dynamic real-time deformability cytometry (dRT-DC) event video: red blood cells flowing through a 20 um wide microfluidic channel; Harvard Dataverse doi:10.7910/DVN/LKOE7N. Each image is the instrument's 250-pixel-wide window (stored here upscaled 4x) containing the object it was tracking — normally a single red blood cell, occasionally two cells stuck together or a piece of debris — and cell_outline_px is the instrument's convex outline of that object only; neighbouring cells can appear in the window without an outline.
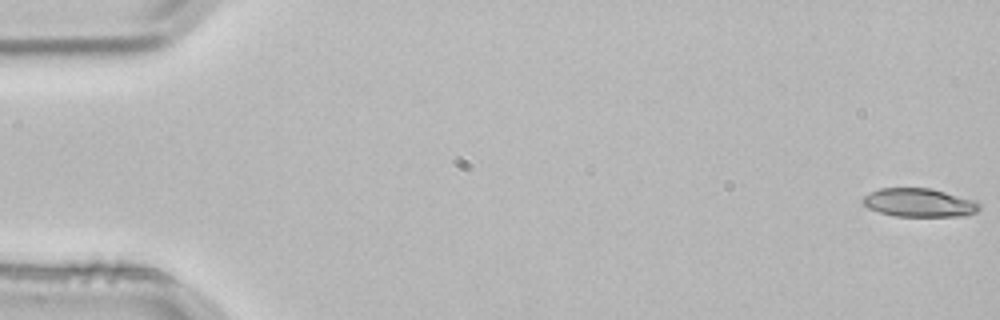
{"species": "common noctule bat (a hibernating species)", "species_latin": "Nyctalus noctula", "temperature_condition": "room temperature", "stored_images_in_passage": 4, "camera_frame_rate_fps": 3000, "um_per_image_px": 0.085, "animal": {"sex": "male", "body_mass_g": 21.5, "forearm_length_mm": 52.0}, "frame": {"image": 1, "passage_image": 1, "time_ms": 0.0, "image_size_px": [1000, 320], "cell_outline_px": [[980, 208], [976, 212], [964, 216], [896, 216], [880, 212], [868, 208], [860, 200], [864, 196], [880, 188], [932, 188], [976, 200], [980, 204]], "centroid_in_image_um": [78.16, 17.22], "position_along_channel_um": 6.8, "area_um2": 19.42}}